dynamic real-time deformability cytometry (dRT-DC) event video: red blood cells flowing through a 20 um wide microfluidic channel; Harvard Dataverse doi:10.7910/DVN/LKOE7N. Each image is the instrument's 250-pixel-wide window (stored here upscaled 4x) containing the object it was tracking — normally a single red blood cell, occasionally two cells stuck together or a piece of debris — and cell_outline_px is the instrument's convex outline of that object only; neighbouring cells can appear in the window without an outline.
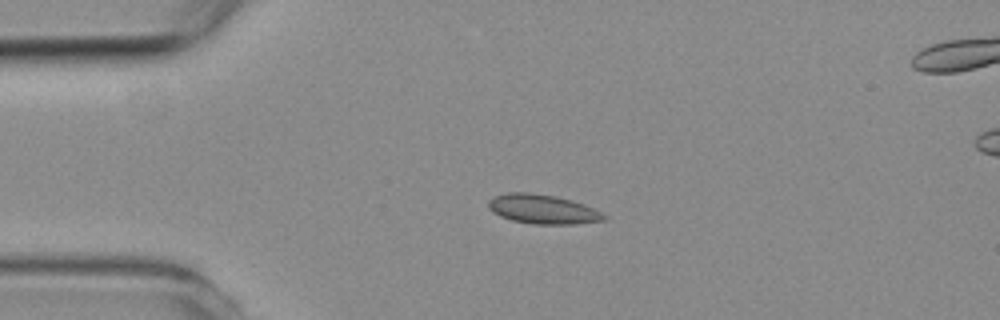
{"species": "common noctule bat (a hibernating species)", "species_latin": "Nyctalus noctula", "temperature_condition": "room temperature", "stored_images_in_passage": 6, "camera_frame_rate_fps": 3000, "um_per_image_px": 0.085, "animal": {"sex": "female", "body_mass_g": 19.3, "forearm_length_mm": 54.1}, "frame": {"image": 1, "passage_image": 2, "time_ms": 1.333, "image_size_px": [1000, 320], "cell_outline_px": [[608, 220], [572, 224], [532, 224], [512, 220], [500, 216], [492, 212], [488, 208], [488, 200], [492, 196], [508, 192], [532, 192], [556, 196], [572, 200], [584, 204], [608, 216]], "centroid_in_image_um": [46.11, 17.77], "position_along_channel_um": 38.9, "area_um2": 20.0}}
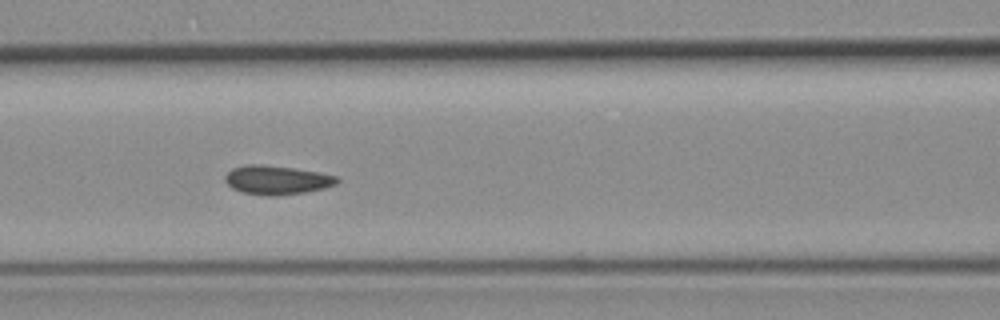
{"frame": {"image": 2, "passage_image": 5, "time_ms": 4.667, "image_size_px": [1000, 320], "cell_outline_px": [[340, 180], [336, 184], [324, 188], [304, 192], [276, 196], [268, 196], [240, 192], [232, 188], [224, 180], [224, 176], [232, 168], [244, 164], [260, 164], [292, 168], [320, 172], [340, 176]], "centroid_in_image_um": [23.53, 15.29], "position_along_channel_um": 143.1, "area_um2": 19.07}}
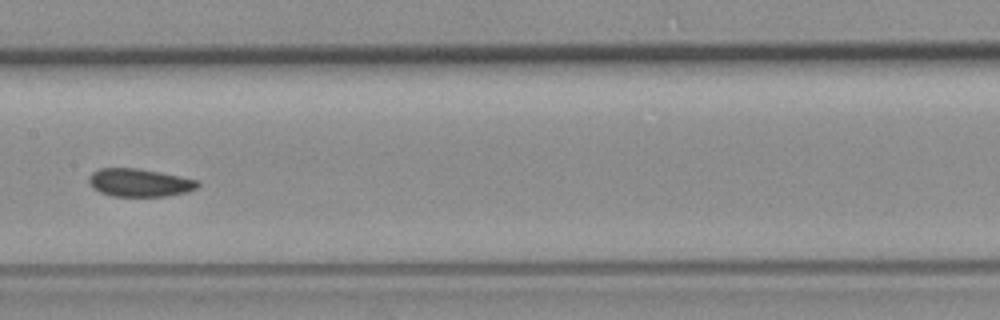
{"frame": {"image": 3, "passage_image": 6, "time_ms": 6.0, "image_size_px": [1000, 320], "cell_outline_px": [[200, 184], [196, 188], [188, 192], [164, 196], [112, 196], [100, 192], [92, 188], [88, 180], [88, 176], [92, 172], [100, 168], [136, 168], [160, 172], [200, 180]], "centroid_in_image_um": [11.85, 15.52], "position_along_channel_um": 195.5, "area_um2": 17.86}}